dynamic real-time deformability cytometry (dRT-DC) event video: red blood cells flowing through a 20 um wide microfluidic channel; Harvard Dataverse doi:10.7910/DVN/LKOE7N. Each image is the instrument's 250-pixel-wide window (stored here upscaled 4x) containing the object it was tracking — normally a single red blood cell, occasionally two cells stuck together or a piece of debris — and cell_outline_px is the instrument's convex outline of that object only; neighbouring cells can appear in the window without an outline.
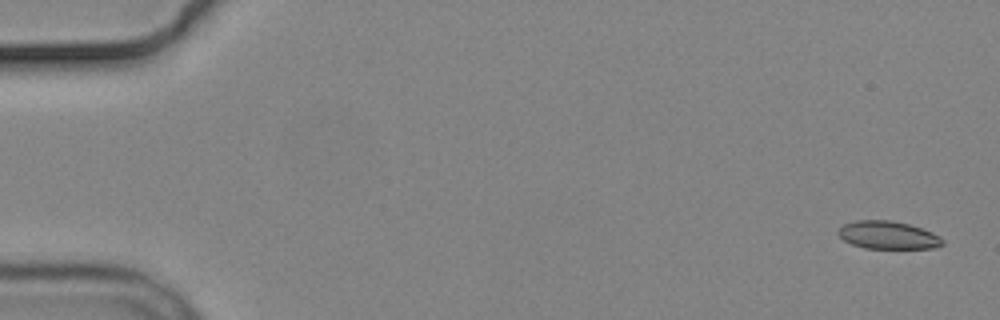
{"species": "common noctule bat (a hibernating species)", "species_latin": "Nyctalus noctula", "temperature_condition": "cold", "stored_images_in_passage": 5, "camera_frame_rate_fps": 3000, "um_per_image_px": 0.085, "animal": {"sex": "male", "body_mass_g": 19.2, "forearm_length_mm": 51.8}, "frame": {"image": 1, "passage_image": 1, "time_ms": 0.0, "image_size_px": [1000, 320], "cell_outline_px": [[944, 244], [936, 248], [864, 248], [852, 244], [844, 240], [836, 232], [844, 224], [856, 220], [892, 220], [908, 224], [932, 232], [940, 236], [944, 240]], "centroid_in_image_um": [75.49, 19.98], "position_along_channel_um": 9.5, "area_um2": 16.94}}
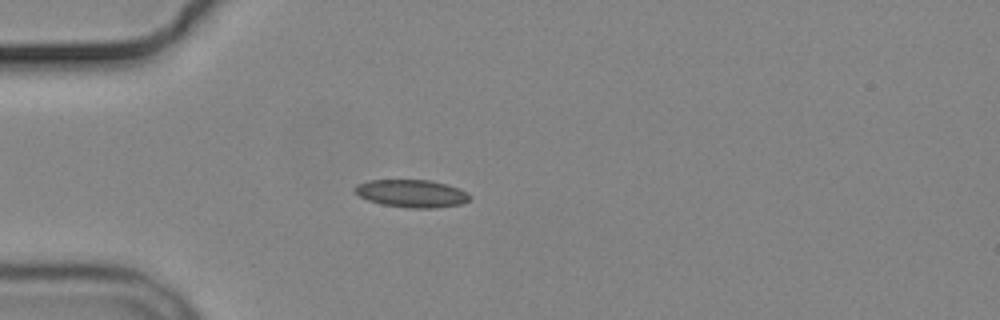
{"frame": {"image": 2, "passage_image": 5, "time_ms": 4.667, "image_size_px": [1000, 320], "cell_outline_px": [[472, 196], [468, 200], [460, 204], [436, 208], [412, 208], [380, 204], [368, 200], [360, 196], [352, 188], [356, 184], [368, 180], [432, 180], [448, 184], [460, 188], [468, 192]], "centroid_in_image_um": [35.01, 16.43], "position_along_channel_um": 50.0, "area_um2": 18.73}}